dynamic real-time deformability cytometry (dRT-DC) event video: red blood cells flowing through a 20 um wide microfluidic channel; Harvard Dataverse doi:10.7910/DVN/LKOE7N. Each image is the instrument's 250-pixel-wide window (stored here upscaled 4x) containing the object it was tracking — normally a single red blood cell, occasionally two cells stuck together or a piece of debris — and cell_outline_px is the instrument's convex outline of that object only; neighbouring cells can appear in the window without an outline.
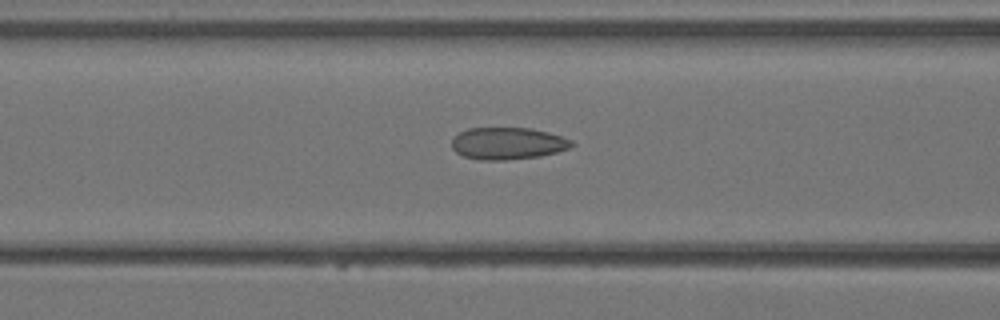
{"species": "Egyptian fruit bat (a non-hibernating species)", "species_latin": "Rousettus aegyptiacus", "temperature_condition": "warm", "stored_images_in_passage": 30, "camera_frame_rate_fps": 3000, "um_per_image_px": 0.085, "animal": {"sex": "female"}, "frame": {"image": 1, "passage_image": 15, "time_ms": 4.667, "image_size_px": [1000, 320], "cell_outline_px": [[576, 144], [568, 148], [556, 152], [540, 156], [504, 160], [480, 160], [464, 156], [456, 152], [452, 148], [452, 136], [468, 128], [532, 128], [548, 132], [572, 140]], "centroid_in_image_um": [43.14, 12.18], "position_along_channel_um": 123.5, "area_um2": 22.43}}
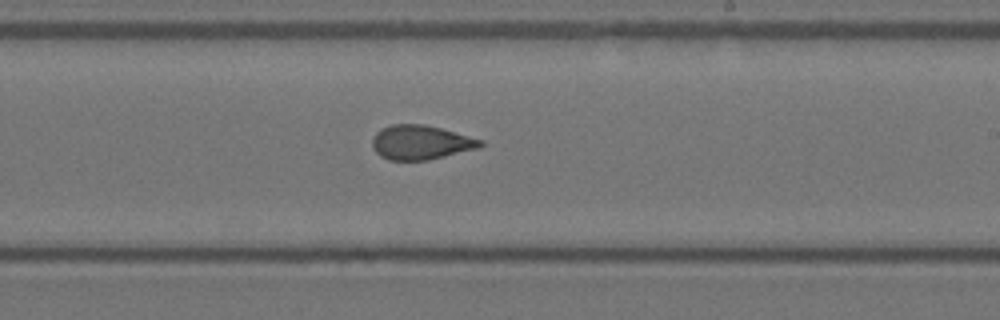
{"frame": {"image": 2, "passage_image": 22, "time_ms": 7.0, "image_size_px": [1000, 320], "cell_outline_px": [[484, 144], [480, 148], [428, 160], [388, 160], [380, 156], [372, 148], [372, 140], [376, 132], [380, 128], [392, 124], [424, 124], [440, 128], [484, 140]], "centroid_in_image_um": [35.76, 12.1], "position_along_channel_um": 253.2, "area_um2": 21.79}}
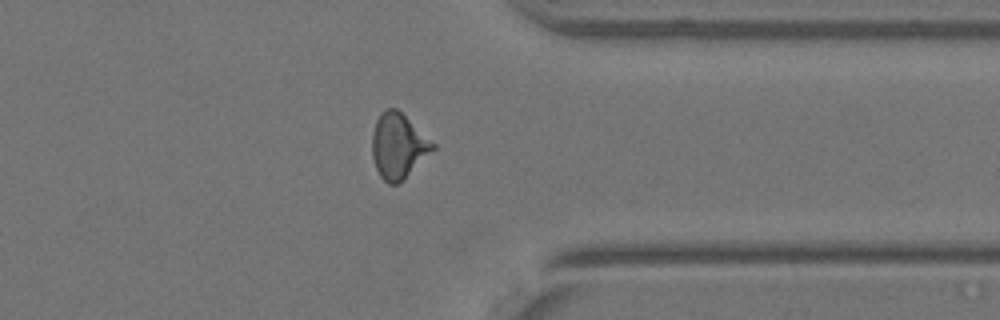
{"frame": {"image": 3, "passage_image": 29, "time_ms": 9.333, "image_size_px": [1000, 320], "cell_outline_px": [[436, 148], [404, 180], [396, 184], [388, 184], [380, 176], [376, 168], [372, 156], [372, 132], [376, 120], [380, 112], [388, 108], [396, 108], [436, 144]], "centroid_in_image_um": [33.85, 12.42], "position_along_channel_um": 377.5, "area_um2": 23.12}}